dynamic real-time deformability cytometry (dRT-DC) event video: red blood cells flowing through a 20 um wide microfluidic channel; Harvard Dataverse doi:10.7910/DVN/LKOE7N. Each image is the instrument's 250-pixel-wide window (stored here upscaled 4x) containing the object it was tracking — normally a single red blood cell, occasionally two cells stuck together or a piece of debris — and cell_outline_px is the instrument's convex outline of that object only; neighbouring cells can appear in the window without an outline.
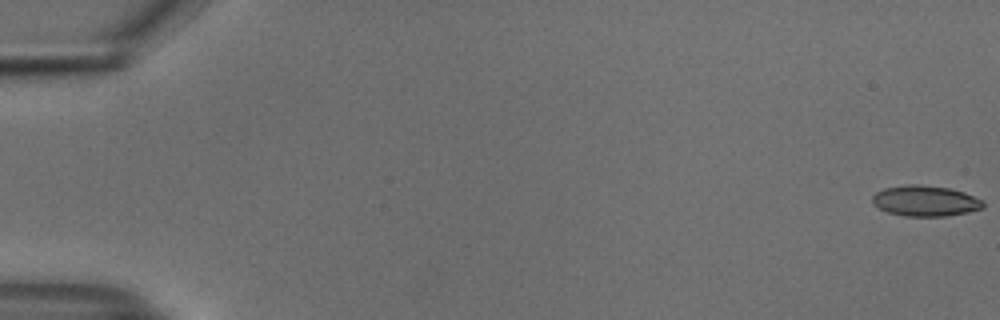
{"species": "common noctule bat (a hibernating species)", "species_latin": "Nyctalus noctula", "temperature_condition": "cold", "stored_images_in_passage": 55, "camera_frame_rate_fps": 3000, "um_per_image_px": 0.085, "animal": {"sex": "male", "body_mass_g": 18.8}, "frame": {"image": 1, "passage_image": 1, "time_ms": 0.0, "image_size_px": [1000, 320], "cell_outline_px": [[984, 208], [968, 212], [948, 216], [904, 216], [888, 212], [872, 204], [872, 196], [876, 192], [884, 188], [904, 184], [920, 184], [948, 188], [964, 192], [984, 200]], "centroid_in_image_um": [78.66, 17.07], "position_along_channel_um": 6.3, "area_um2": 20.0}}
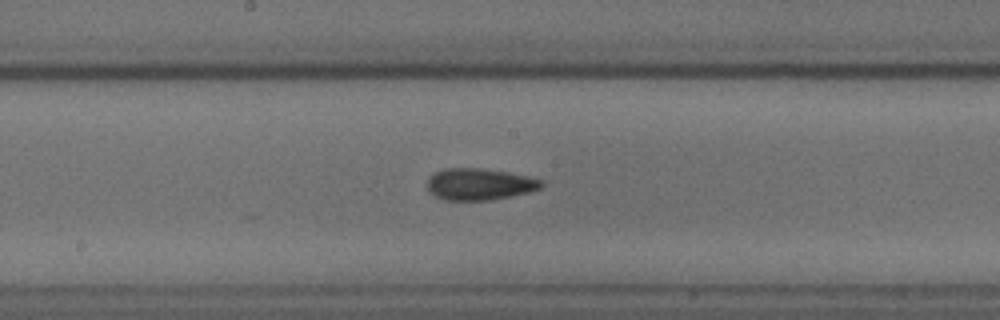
{"frame": {"image": 2, "passage_image": 30, "time_ms": 9.667, "image_size_px": [1000, 320], "cell_outline_px": [[544, 184], [540, 188], [528, 192], [488, 200], [444, 200], [428, 192], [428, 176], [444, 168], [480, 168], [508, 172], [528, 176], [544, 180]], "centroid_in_image_um": [40.74, 15.64], "position_along_channel_um": 207.5, "area_um2": 21.04}}
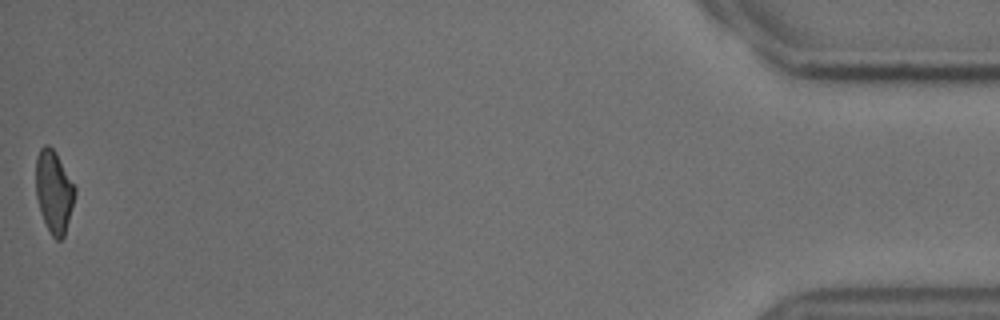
{"frame": {"image": 3, "passage_image": 55, "time_ms": 18.0, "image_size_px": [1000, 320], "cell_outline_px": [[76, 192], [64, 236], [60, 240], [56, 240], [52, 236], [40, 212], [36, 196], [36, 156], [40, 148], [44, 144], [48, 144], [56, 152], [76, 188]], "centroid_in_image_um": [4.57, 16.25], "position_along_channel_um": 430.6, "area_um2": 18.67}, "authors_computed_cell_mechanics": {"area_um2": 20.23, "velocity_mm_per_s": 3.749, "shape_relaxation_time_tau1_ms": 9.3797, "shape_relaxation_time_tau2_ms": 3.0377, "deformation_change_tau1": 0.175, "deformation_change_tau2": 0.0939}}